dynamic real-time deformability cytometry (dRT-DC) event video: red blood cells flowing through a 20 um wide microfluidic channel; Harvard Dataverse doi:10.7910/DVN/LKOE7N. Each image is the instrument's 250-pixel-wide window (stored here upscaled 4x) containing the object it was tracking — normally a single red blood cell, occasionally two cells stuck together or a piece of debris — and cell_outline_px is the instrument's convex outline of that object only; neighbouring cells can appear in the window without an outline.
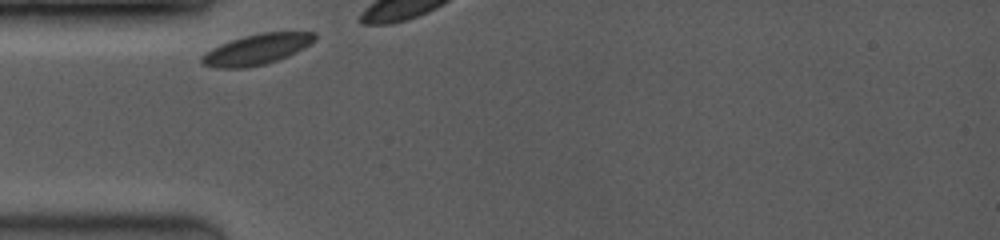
{"species": "common noctule bat (a hibernating species)", "species_latin": "Nyctalus noctula", "temperature_condition": "room temperature", "stored_images_in_passage": 4, "camera_frame_rate_fps": 3500, "um_per_image_px": 0.085, "animal": {"sex": "female", "body_mass_g": 19.0, "forearm_length_mm": 53.3}, "frame": {"image": 1, "passage_image": 1, "time_ms": 0.0, "image_size_px": [1000, 240], "cell_outline_px": [[316, 40], [296, 52], [288, 56], [264, 64], [244, 68], [212, 68], [200, 64], [200, 56], [204, 52], [220, 44], [244, 36], [260, 32], [316, 32]], "centroid_in_image_um": [21.77, 4.2], "position_along_channel_um": 63.2, "area_um2": 20.23}}